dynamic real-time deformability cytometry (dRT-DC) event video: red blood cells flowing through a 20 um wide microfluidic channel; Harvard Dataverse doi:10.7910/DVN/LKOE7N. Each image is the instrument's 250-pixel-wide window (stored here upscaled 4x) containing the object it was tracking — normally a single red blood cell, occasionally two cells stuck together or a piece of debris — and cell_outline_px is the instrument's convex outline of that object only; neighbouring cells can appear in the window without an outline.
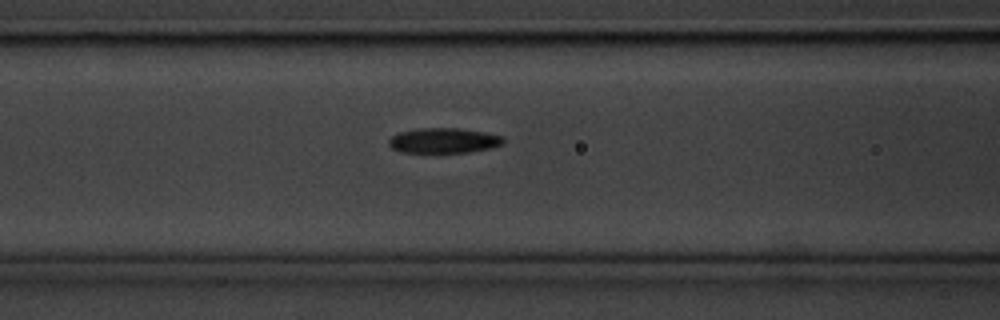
{"species": "common noctule bat (a hibernating species)", "species_latin": "Nyctalus noctula", "temperature_condition": "cold", "stored_images_in_passage": 15, "camera_frame_rate_fps": 3000, "um_per_image_px": 0.085, "animal": {"sex": "male", "body_mass_g": 20.1, "forearm_length_mm": 53.5}, "frame": {"image": 1, "passage_image": 13, "time_ms": 4.0, "image_size_px": [1000, 320], "cell_outline_px": [[504, 144], [492, 148], [468, 152], [400, 152], [392, 148], [388, 144], [388, 140], [392, 136], [400, 132], [416, 128], [460, 128], [484, 132], [500, 136], [504, 140]], "centroid_in_image_um": [37.7, 11.94], "position_along_channel_um": 128.9, "area_um2": 16.76}}